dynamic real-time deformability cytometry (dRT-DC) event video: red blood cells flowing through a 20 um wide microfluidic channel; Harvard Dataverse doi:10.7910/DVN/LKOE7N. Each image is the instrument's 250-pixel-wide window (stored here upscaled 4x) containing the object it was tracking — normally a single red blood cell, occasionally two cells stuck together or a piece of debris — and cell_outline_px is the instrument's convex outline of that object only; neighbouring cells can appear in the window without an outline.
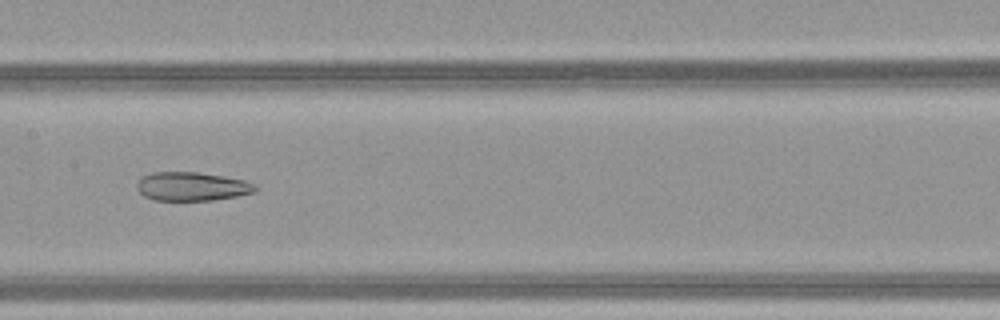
{"species": "common noctule bat (a hibernating species)", "species_latin": "Nyctalus noctula", "temperature_condition": "warm", "stored_images_in_passage": 51, "camera_frame_rate_fps": 3000, "um_per_image_px": 0.085, "animal": {"sex": "female", "body_mass_g": 21.9}, "frame": {"image": 1, "passage_image": 27, "time_ms": 8.667, "image_size_px": [1000, 320], "cell_outline_px": [[260, 188], [256, 192], [236, 196], [212, 200], [156, 200], [144, 196], [136, 188], [136, 184], [144, 176], [152, 172], [200, 172], [224, 176], [244, 180], [256, 184]], "centroid_in_image_um": [16.36, 15.84], "position_along_channel_um": 191.0, "area_um2": 19.88}}
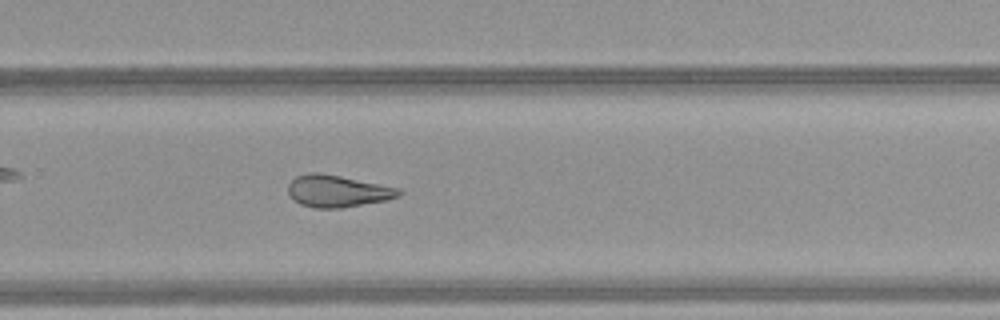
{"frame": {"image": 2, "passage_image": 35, "time_ms": 11.333, "image_size_px": [1000, 320], "cell_outline_px": [[404, 192], [388, 200], [340, 208], [316, 208], [300, 204], [288, 192], [288, 184], [296, 176], [308, 172], [320, 172], [400, 188]], "centroid_in_image_um": [28.69, 16.23], "position_along_channel_um": 301.1, "area_um2": 20.52}}
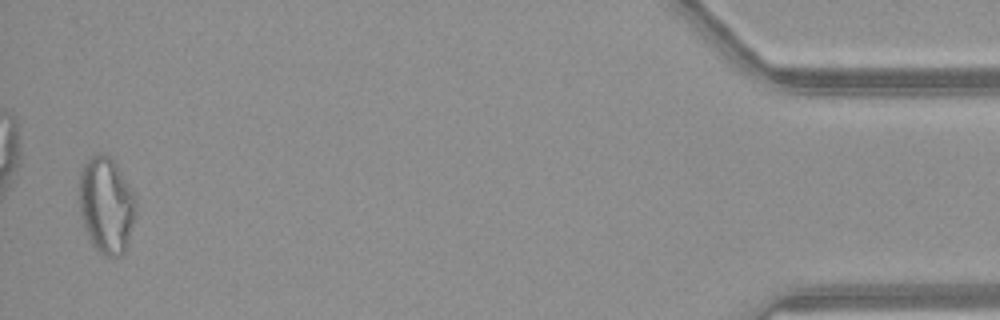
{"frame": {"image": 3, "passage_image": 50, "time_ms": 16.333, "image_size_px": [1000, 320], "cell_outline_px": [[136, 212], [128, 244], [124, 252], [120, 256], [108, 256], [100, 252], [92, 244], [84, 228], [80, 212], [80, 172], [84, 164], [96, 152], [100, 152], [108, 156], [116, 164], [136, 196]], "centroid_in_image_um": [9.05, 17.44], "position_along_channel_um": 426.1, "area_um2": 31.79}, "authors_computed_cell_mechanics": {"area_um2": 25.7788, "velocity_mm_per_s": 4.142, "shape_relaxation_time_tau1_ms": null, "shape_relaxation_time_tau2_ms": 3.0371, "deformation_change_tau1": null, "deformation_change_tau2": 0.1143}}